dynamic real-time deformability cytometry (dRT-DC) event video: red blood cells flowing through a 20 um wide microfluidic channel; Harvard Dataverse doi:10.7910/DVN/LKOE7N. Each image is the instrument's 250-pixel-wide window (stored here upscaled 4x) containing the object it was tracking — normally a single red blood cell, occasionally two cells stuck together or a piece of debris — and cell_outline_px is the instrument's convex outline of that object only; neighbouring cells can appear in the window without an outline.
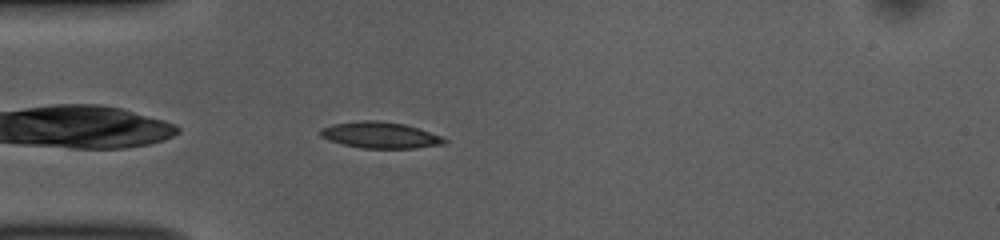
{"species": "common noctule bat (a hibernating species)", "species_latin": "Nyctalus noctula", "temperature_condition": "room temperature", "stored_images_in_passage": 41, "camera_frame_rate_fps": 3000, "um_per_image_px": 0.085, "animal": {"sex": "female", "body_mass_g": 10.0, "forearm_length_mm": 53.1}, "frame": {"image": 1, "passage_image": 2, "time_ms": 0.333, "image_size_px": [1000, 240], "cell_outline_px": [[448, 140], [444, 144], [416, 148], [360, 148], [328, 140], [320, 136], [320, 128], [332, 124], [360, 120], [376, 120], [404, 124], [440, 136]], "centroid_in_image_um": [32.27, 11.48], "position_along_channel_um": 52.7, "area_um2": 18.84}}
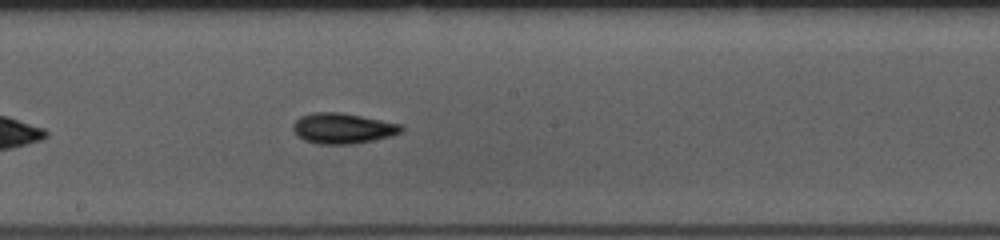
{"frame": {"image": 2, "passage_image": 16, "time_ms": 5.0, "image_size_px": [1000, 240], "cell_outline_px": [[404, 128], [400, 132], [388, 136], [372, 140], [352, 144], [316, 144], [304, 140], [292, 128], [292, 124], [300, 116], [312, 112], [340, 112], [404, 124]], "centroid_in_image_um": [29.12, 10.9], "position_along_channel_um": 219.1, "area_um2": 19.19}}
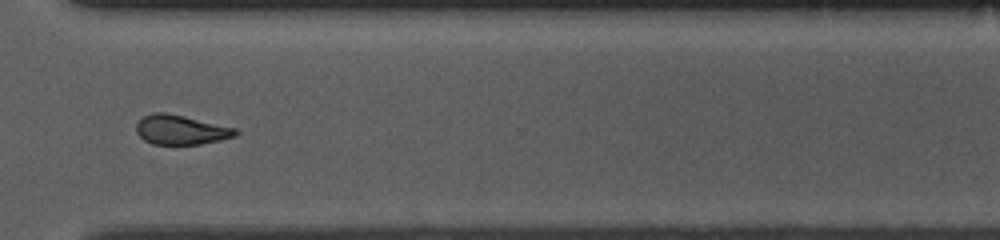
{"frame": {"image": 3, "passage_image": 27, "time_ms": 8.667, "image_size_px": [1000, 240], "cell_outline_px": [[240, 132], [236, 136], [220, 140], [200, 144], [152, 144], [144, 140], [136, 132], [136, 124], [144, 116], [152, 112], [164, 112], [184, 116], [236, 128]], "centroid_in_image_um": [15.38, 11.03], "position_along_channel_um": 355.2, "area_um2": 17.05}, "authors_computed_cell_mechanics": {"area_um2": 18.0914, "velocity_mm_per_s": 3.7173, "shape_relaxation_time_tau1_ms": 3.681, "shape_relaxation_time_tau2_ms": 4.0817, "deformation_change_tau1": 0.1081, "deformation_change_tau2": 0.1175}}